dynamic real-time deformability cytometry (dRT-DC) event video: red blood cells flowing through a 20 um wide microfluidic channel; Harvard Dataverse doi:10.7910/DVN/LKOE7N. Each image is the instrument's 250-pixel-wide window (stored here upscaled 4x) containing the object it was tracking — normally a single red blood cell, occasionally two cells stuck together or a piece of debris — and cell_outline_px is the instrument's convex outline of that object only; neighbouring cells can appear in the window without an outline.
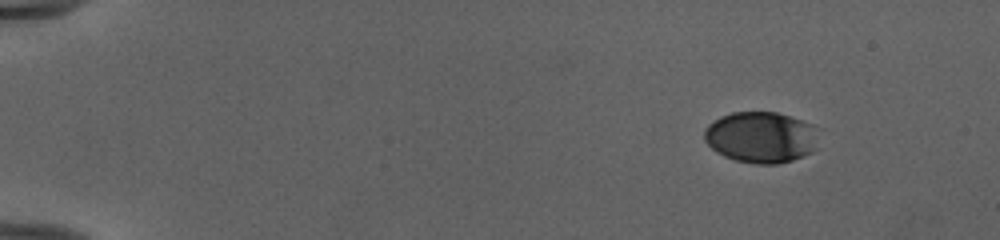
{"species": "human", "species_latin": "Homo sapiens", "temperature_condition": "cold", "stored_images_in_passage": 47, "camera_frame_rate_fps": 3000, "um_per_image_px": 0.085, "donor": {"sex": "female"}, "frame": {"image": 1, "passage_image": 1, "time_ms": 0.0, "image_size_px": [1000, 240], "cell_outline_px": [[812, 152], [804, 156], [780, 164], [756, 164], [736, 160], [724, 156], [716, 152], [704, 140], [704, 128], [712, 120], [720, 116], [732, 112], [776, 112], [812, 124]], "centroid_in_image_um": [64.56, 11.67], "position_along_channel_um": 20.4, "area_um2": 33.58}}
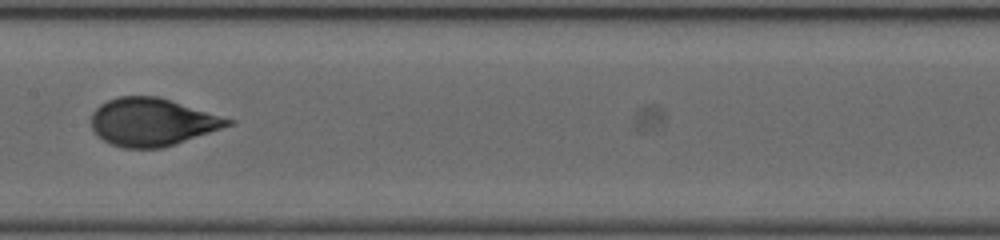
{"frame": {"image": 2, "passage_image": 24, "time_ms": 7.667, "image_size_px": [1000, 240], "cell_outline_px": [[236, 120], [232, 124], [164, 148], [124, 148], [112, 144], [104, 140], [92, 128], [92, 112], [100, 104], [108, 100], [120, 96], [156, 96]], "centroid_in_image_um": [12.93, 10.37], "position_along_channel_um": 194.5, "area_um2": 37.57}}
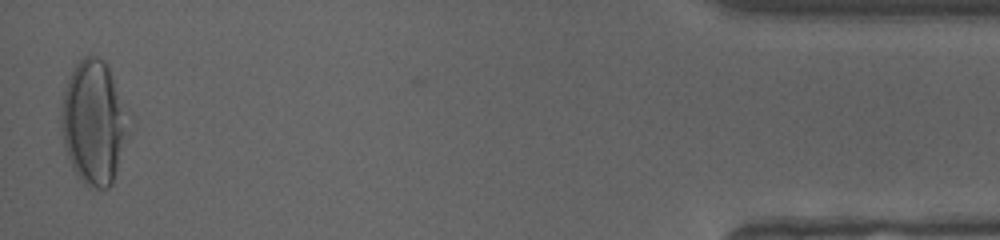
{"frame": {"image": 3, "passage_image": 47, "time_ms": 15.333, "image_size_px": [1000, 240], "cell_outline_px": [[132, 116], [128, 136], [112, 184], [108, 188], [88, 188], [76, 176], [72, 168], [64, 148], [60, 128], [60, 120], [64, 92], [68, 80], [76, 64], [84, 56], [96, 56], [104, 60], [108, 64], [132, 112]], "centroid_in_image_um": [8.02, 10.41], "position_along_channel_um": 427.2, "area_um2": 50.11}, "authors_computed_cell_mechanics": {"area_um2": 37.7434, "velocity_mm_per_s": 3.9915, "shape_relaxation_time_tau1_ms": 3.4073, "shape_relaxation_time_tau2_ms": null, "deformation_change_tau1": 0.182, "deformation_change_tau2": null}}